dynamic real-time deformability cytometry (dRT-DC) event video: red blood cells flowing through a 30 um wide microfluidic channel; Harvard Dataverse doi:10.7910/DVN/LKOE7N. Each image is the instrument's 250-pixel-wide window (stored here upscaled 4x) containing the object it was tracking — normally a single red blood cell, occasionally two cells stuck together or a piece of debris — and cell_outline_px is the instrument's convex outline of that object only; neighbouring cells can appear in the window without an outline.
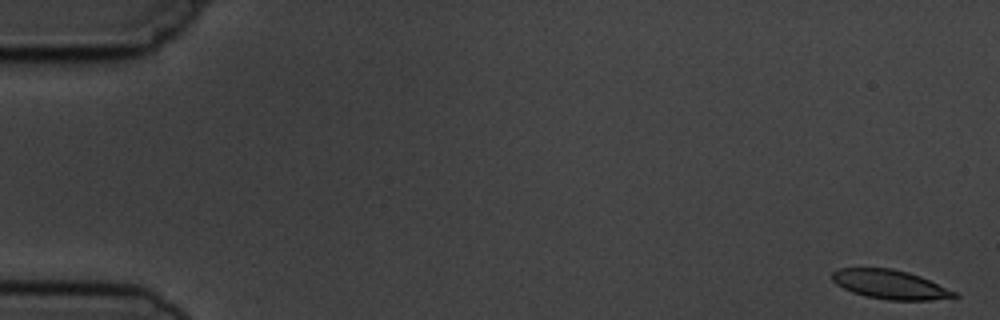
{"species": "common noctule bat (a hibernating species)", "species_latin": "Nyctalus noctula", "temperature_condition": "cold", "stored_images_in_passage": 5, "camera_frame_rate_fps": 3000, "um_per_image_px": 0.085, "animal": {"sex": "male", "body_mass_g": 19.5, "forearm_length_mm": 54.6}, "frame": {"image": 1, "passage_image": 1, "time_ms": 0.0, "image_size_px": [1000, 320], "cell_outline_px": [[960, 296], [932, 300], [888, 300], [864, 296], [852, 292], [836, 284], [832, 280], [832, 272], [840, 268], [892, 268], [908, 272], [920, 276], [956, 292]], "centroid_in_image_um": [75.64, 24.18], "position_along_channel_um": 9.4, "area_um2": 20.63}}
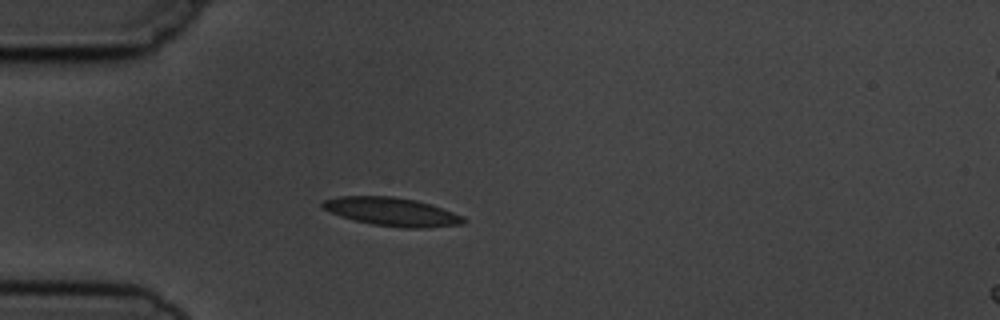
{"frame": {"image": 2, "passage_image": 5, "time_ms": 4.667, "image_size_px": [1000, 320], "cell_outline_px": [[468, 220], [464, 224], [428, 228], [404, 228], [372, 224], [340, 216], [324, 208], [320, 204], [324, 200], [336, 196], [392, 196], [416, 200], [464, 216]], "centroid_in_image_um": [33.34, 18.0], "position_along_channel_um": 51.7, "area_um2": 23.24}}